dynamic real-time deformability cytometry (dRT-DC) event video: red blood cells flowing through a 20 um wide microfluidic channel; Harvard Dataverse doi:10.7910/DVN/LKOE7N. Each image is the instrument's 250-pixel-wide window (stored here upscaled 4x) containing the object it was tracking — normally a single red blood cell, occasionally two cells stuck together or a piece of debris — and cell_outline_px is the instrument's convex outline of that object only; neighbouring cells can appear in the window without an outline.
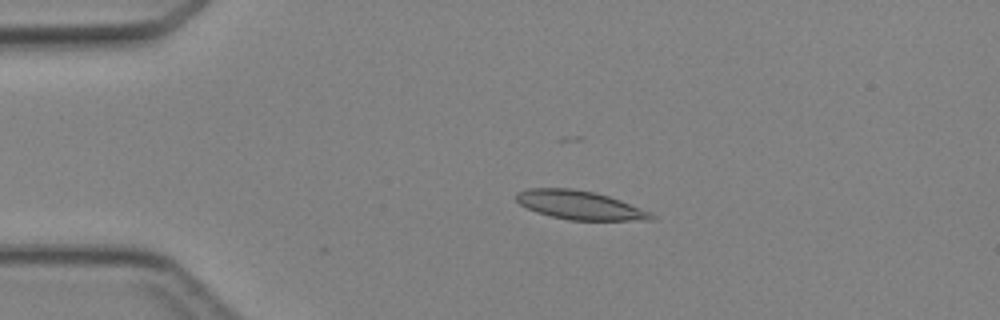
{"species": "Egyptian fruit bat (a non-hibernating species)", "species_latin": "Rousettus aegyptiacus", "temperature_condition": "cold", "stored_images_in_passage": 3, "camera_frame_rate_fps": 3000, "um_per_image_px": 0.085, "animal": {"sex": "female"}, "frame": {"image": 1, "passage_image": 2, "time_ms": 1.0, "image_size_px": [1000, 320], "cell_outline_px": [[656, 220], [568, 220], [536, 212], [520, 204], [516, 200], [516, 192], [528, 188], [572, 188], [596, 192], [620, 200], [652, 212], [656, 216]], "centroid_in_image_um": [49.3, 17.43], "position_along_channel_um": 35.7, "area_um2": 22.72}}